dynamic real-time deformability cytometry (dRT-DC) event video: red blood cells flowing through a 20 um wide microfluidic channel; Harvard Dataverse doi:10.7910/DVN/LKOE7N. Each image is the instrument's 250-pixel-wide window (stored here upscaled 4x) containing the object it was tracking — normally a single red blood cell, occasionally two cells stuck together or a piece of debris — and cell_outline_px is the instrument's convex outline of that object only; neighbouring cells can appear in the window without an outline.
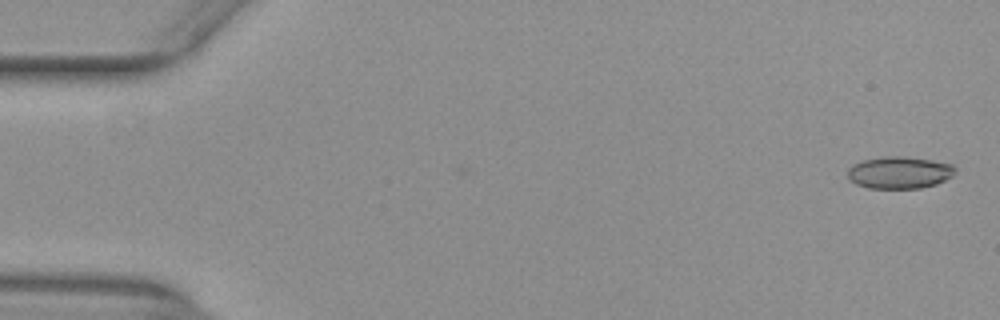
{"species": "common noctule bat (a hibernating species)", "species_latin": "Nyctalus noctula", "temperature_condition": "warm", "stored_images_in_passage": 2, "camera_frame_rate_fps": 3000, "um_per_image_px": 0.085, "animal": {"sex": "female", "body_mass_g": 29.2, "forearm_length_mm": 56.3}, "frame": {"image": 1, "passage_image": 2, "time_ms": 0.333, "image_size_px": [1000, 320], "cell_outline_px": [[956, 168], [952, 176], [936, 184], [920, 188], [868, 188], [856, 184], [848, 180], [848, 168], [852, 164], [864, 160], [880, 156], [904, 156], [932, 160], [952, 164]], "centroid_in_image_um": [76.42, 14.66], "position_along_channel_um": 8.6, "area_um2": 20.23}}